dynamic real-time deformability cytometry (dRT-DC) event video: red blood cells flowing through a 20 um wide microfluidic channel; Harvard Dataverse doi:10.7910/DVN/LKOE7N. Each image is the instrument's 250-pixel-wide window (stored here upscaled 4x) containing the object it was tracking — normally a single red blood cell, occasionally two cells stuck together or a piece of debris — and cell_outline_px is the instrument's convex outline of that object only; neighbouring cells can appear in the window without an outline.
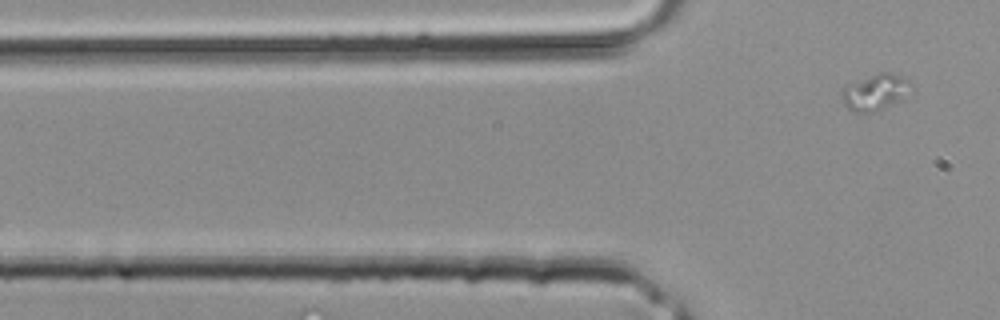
{"species": "common noctule bat (a hibernating species)", "species_latin": "Nyctalus noctula", "temperature_condition": "room temperature", "stored_images_in_passage": 4, "camera_frame_rate_fps": 3000, "um_per_image_px": 0.085, "animal": {"sex": "male", "body_mass_g": 20.4}, "frame": {"image": 1, "passage_image": 4, "time_ms": 1.0, "image_size_px": [1000, 320], "cell_outline_px": [[912, 88], [876, 112], [852, 112], [844, 104], [844, 88], [852, 84], [880, 72], [892, 72], [912, 80]], "centroid_in_image_um": [74.43, 7.81], "position_along_channel_um": 51.4, "area_um2": 13.7}}